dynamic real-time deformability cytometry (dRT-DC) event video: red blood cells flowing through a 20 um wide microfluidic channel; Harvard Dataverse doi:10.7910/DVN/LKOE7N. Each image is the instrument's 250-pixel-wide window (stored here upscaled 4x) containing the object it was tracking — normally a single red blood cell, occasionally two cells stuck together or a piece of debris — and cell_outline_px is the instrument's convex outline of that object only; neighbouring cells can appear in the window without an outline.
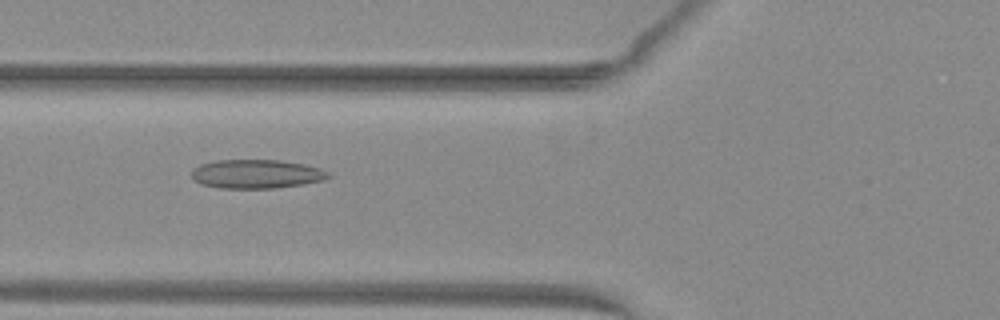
{"species": "common noctule bat (a hibernating species)", "species_latin": "Nyctalus noctula", "temperature_condition": "warm", "stored_images_in_passage": 52, "camera_frame_rate_fps": 3000, "um_per_image_px": 0.085, "animal": {"sex": "female", "body_mass_g": 29.2, "forearm_length_mm": 56.3}, "frame": {"image": 1, "passage_image": 21, "time_ms": 6.667, "image_size_px": [1000, 320], "cell_outline_px": [[332, 176], [324, 180], [304, 184], [276, 188], [220, 188], [200, 184], [192, 176], [192, 168], [200, 164], [216, 160], [276, 160], [304, 164], [320, 168], [328, 172]], "centroid_in_image_um": [21.8, 14.79], "position_along_channel_um": 104.0, "area_um2": 23.06}}
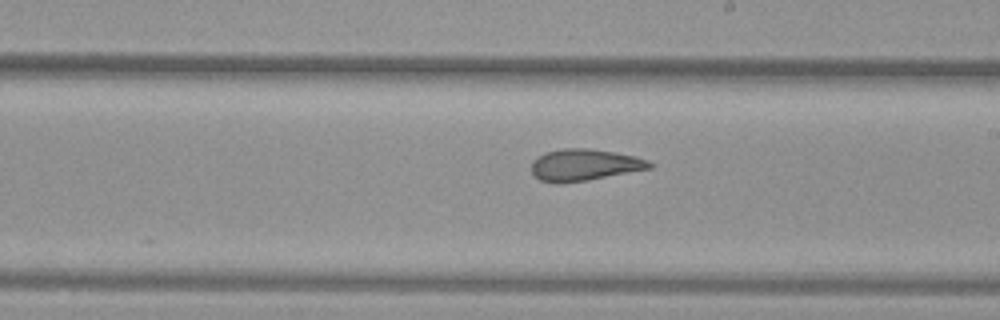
{"frame": {"image": 2, "passage_image": 31, "time_ms": 10.0, "image_size_px": [1000, 320], "cell_outline_px": [[656, 164], [652, 168], [588, 180], [560, 184], [556, 184], [540, 180], [532, 172], [532, 160], [544, 152], [560, 148], [588, 148], [616, 152], [636, 156], [648, 160]], "centroid_in_image_um": [49.69, 14.01], "position_along_channel_um": 239.3, "area_um2": 22.14}}
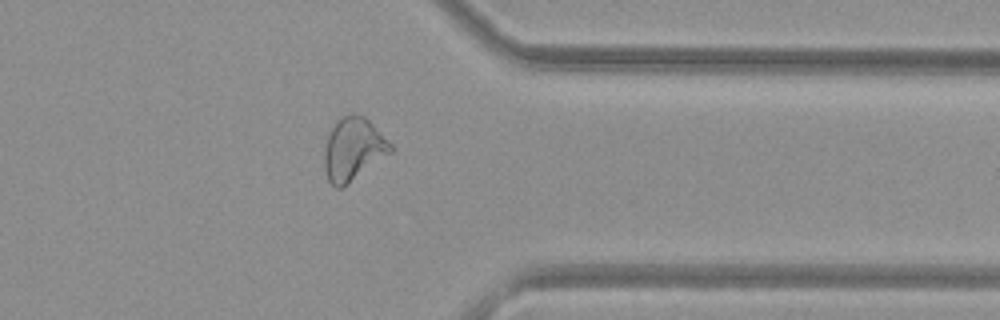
{"frame": {"image": 3, "passage_image": 42, "time_ms": 13.667, "image_size_px": [1000, 320], "cell_outline_px": [[392, 152], [348, 184], [340, 188], [336, 188], [328, 180], [324, 168], [324, 148], [328, 136], [336, 120], [340, 116], [364, 116], [392, 144]], "centroid_in_image_um": [30.01, 12.71], "position_along_channel_um": 381.4, "area_um2": 23.93}}